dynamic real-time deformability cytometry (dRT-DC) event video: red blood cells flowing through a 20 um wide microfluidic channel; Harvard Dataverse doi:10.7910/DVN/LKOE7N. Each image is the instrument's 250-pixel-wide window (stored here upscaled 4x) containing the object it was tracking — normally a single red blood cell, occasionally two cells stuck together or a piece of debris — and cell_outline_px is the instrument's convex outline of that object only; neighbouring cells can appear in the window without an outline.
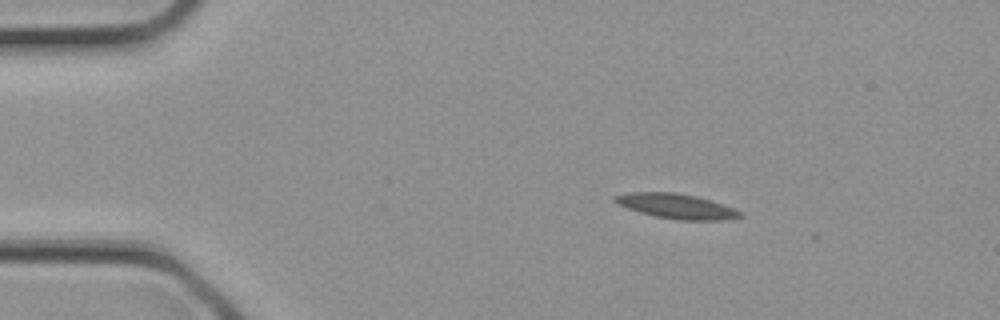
{"species": "common noctule bat (a hibernating species)", "species_latin": "Nyctalus noctula", "temperature_condition": "cold", "stored_images_in_passage": 2, "camera_frame_rate_fps": 3000, "um_per_image_px": 0.085, "animal": {"sex": "female", "body_mass_g": 21.9}, "frame": {"image": 1, "passage_image": 1, "time_ms": 0.0, "image_size_px": [1000, 320], "cell_outline_px": [[744, 216], [724, 220], [676, 220], [656, 216], [640, 212], [616, 204], [612, 200], [612, 196], [628, 192], [676, 192], [696, 196], [736, 208], [744, 212]], "centroid_in_image_um": [57.51, 17.52], "position_along_channel_um": 27.5, "area_um2": 18.38}}